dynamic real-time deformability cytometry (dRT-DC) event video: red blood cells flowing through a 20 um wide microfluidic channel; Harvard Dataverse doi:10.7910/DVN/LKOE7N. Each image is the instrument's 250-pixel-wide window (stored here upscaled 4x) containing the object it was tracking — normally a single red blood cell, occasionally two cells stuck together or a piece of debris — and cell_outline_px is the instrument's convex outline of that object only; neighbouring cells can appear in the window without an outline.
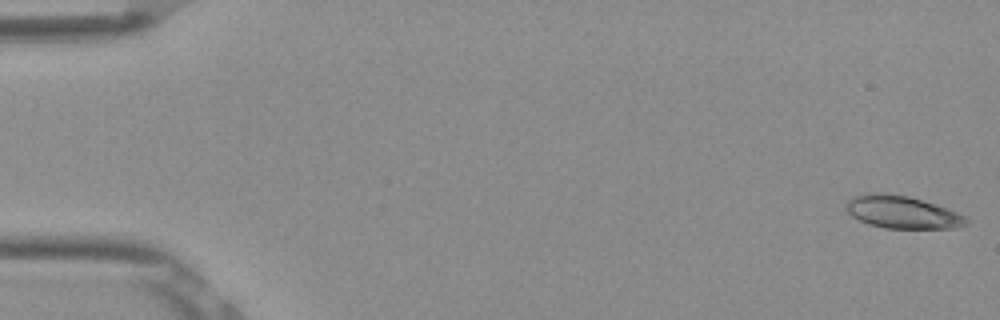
{"species": "Egyptian fruit bat (a non-hibernating species)", "species_latin": "Rousettus aegyptiacus", "temperature_condition": "room temperature", "stored_images_in_passage": 16, "camera_frame_rate_fps": 3000, "um_per_image_px": 0.085, "frame": {"image": 1, "passage_image": 1, "time_ms": 0.0, "image_size_px": [1000, 320], "cell_outline_px": [[968, 224], [956, 228], [884, 228], [868, 224], [852, 216], [844, 208], [848, 200], [852, 196], [864, 192], [880, 192], [908, 196], [936, 204], [956, 212], [964, 216], [968, 220]], "centroid_in_image_um": [76.64, 18.02], "position_along_channel_um": 8.4, "area_um2": 22.95}}